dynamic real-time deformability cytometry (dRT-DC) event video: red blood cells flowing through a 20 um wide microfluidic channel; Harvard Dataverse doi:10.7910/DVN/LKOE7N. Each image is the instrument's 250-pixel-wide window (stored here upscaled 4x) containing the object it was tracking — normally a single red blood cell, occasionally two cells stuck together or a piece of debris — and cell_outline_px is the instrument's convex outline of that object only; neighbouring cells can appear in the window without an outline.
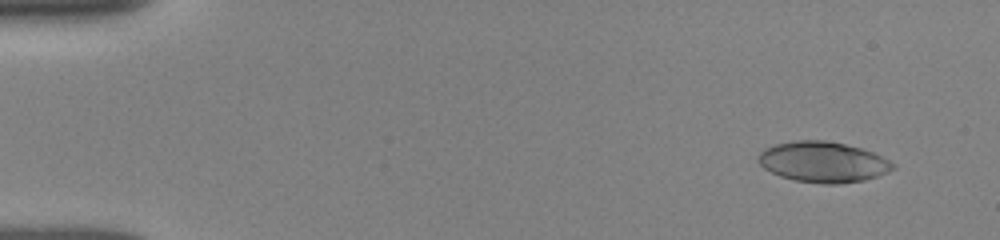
{"species": "human", "species_latin": "Homo sapiens", "temperature_condition": "room temperature", "stored_images_in_passage": 7, "camera_frame_rate_fps": 3000, "um_per_image_px": 0.085, "donor": {"sex": "female"}, "frame": {"image": 1, "passage_image": 2, "time_ms": 1.0, "image_size_px": [1000, 240], "cell_outline_px": [[896, 168], [888, 172], [864, 180], [836, 184], [824, 184], [796, 180], [780, 176], [764, 168], [756, 160], [760, 152], [764, 148], [776, 144], [796, 140], [824, 140], [844, 144], [860, 148], [872, 152], [896, 164]], "centroid_in_image_um": [69.94, 13.77], "position_along_channel_um": 15.1, "area_um2": 31.73}}
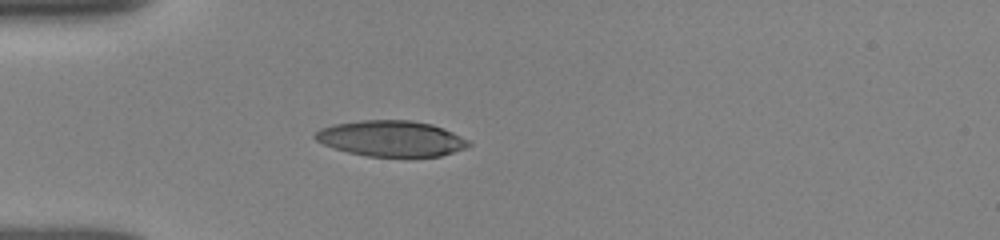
{"frame": {"image": 2, "passage_image": 7, "time_ms": 4.667, "image_size_px": [1000, 240], "cell_outline_px": [[472, 144], [464, 148], [440, 156], [368, 156], [348, 152], [324, 144], [316, 140], [312, 136], [320, 128], [332, 124], [360, 120], [412, 120], [432, 124], [452, 132], [468, 140]], "centroid_in_image_um": [33.22, 11.76], "position_along_channel_um": 51.8, "area_um2": 31.79}}